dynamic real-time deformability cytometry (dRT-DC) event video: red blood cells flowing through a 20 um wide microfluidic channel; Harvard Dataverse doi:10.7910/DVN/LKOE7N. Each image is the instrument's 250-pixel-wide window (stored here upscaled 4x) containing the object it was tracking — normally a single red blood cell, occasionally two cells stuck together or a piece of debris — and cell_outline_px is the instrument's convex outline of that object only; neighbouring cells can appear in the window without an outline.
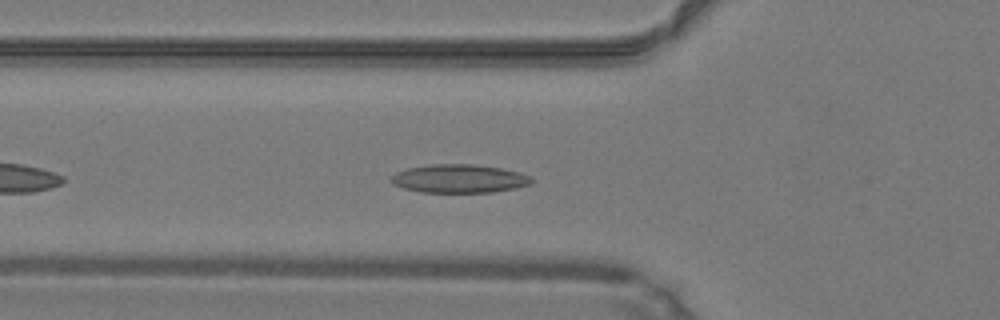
{"species": "common noctule bat (a hibernating species)", "species_latin": "Nyctalus noctula", "temperature_condition": "warm", "stored_images_in_passage": 37, "camera_frame_rate_fps": 3000, "um_per_image_px": 0.085, "animal": {"sex": "male", "body_mass_g": 19.2, "forearm_length_mm": 51.8}, "frame": {"image": 1, "passage_image": 7, "time_ms": 2.0, "image_size_px": [1000, 320], "cell_outline_px": [[532, 184], [516, 188], [492, 192], [420, 192], [404, 188], [392, 184], [388, 180], [396, 172], [408, 168], [428, 164], [472, 164], [500, 168], [520, 172], [532, 176]], "centroid_in_image_um": [39.03, 15.18], "position_along_channel_um": 86.8, "area_um2": 23.41}}
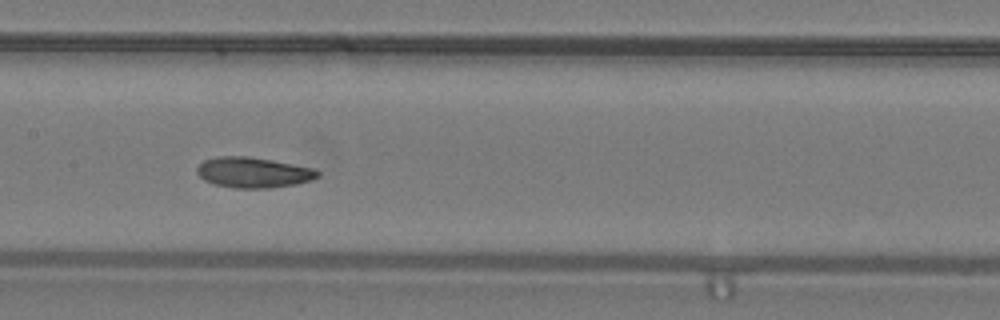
{"frame": {"image": 2, "passage_image": 14, "time_ms": 4.333, "image_size_px": [1000, 320], "cell_outline_px": [[320, 176], [312, 180], [296, 184], [268, 188], [236, 188], [212, 184], [204, 180], [196, 172], [196, 168], [204, 160], [216, 156], [248, 156], [272, 160], [312, 168], [320, 172]], "centroid_in_image_um": [21.51, 14.66], "position_along_channel_um": 185.9, "area_um2": 21.5}}
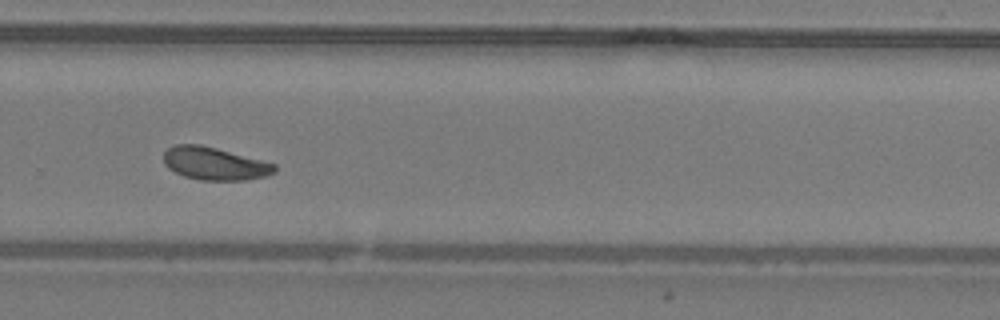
{"frame": {"image": 3, "passage_image": 23, "time_ms": 7.333, "image_size_px": [1000, 320], "cell_outline_px": [[276, 172], [264, 176], [244, 180], [200, 180], [184, 176], [168, 168], [164, 164], [164, 152], [168, 148], [176, 144], [200, 144], [216, 148], [276, 164]], "centroid_in_image_um": [18.22, 13.9], "position_along_channel_um": 311.6, "area_um2": 21.04}, "authors_computed_cell_mechanics": {"area_um2": 20.8658, "velocity_mm_per_s": 4.2124, "shape_relaxation_time_tau1_ms": 4.4981, "shape_relaxation_time_tau2_ms": 3.725, "deformation_change_tau1": 0.1329, "deformation_change_tau2": 0.0747}}